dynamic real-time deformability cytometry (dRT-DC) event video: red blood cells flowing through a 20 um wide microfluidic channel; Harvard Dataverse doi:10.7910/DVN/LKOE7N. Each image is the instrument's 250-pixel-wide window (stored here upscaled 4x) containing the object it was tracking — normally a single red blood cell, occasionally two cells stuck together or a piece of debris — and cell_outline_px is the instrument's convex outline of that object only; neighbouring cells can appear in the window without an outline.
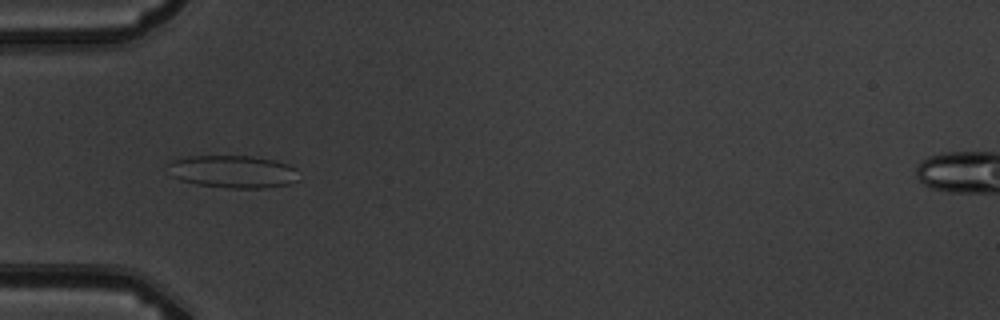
{"species": "common noctule bat (a hibernating species)", "species_latin": "Nyctalus noctula", "temperature_condition": "warm", "stored_images_in_passage": 3, "camera_frame_rate_fps": 3000, "um_per_image_px": 0.085, "animal": {"sex": "male", "body_mass_g": 19.5, "forearm_length_mm": 54.6}, "frame": {"image": 1, "passage_image": 2, "time_ms": 1.0, "image_size_px": [1000, 320], "cell_outline_px": [[300, 180], [288, 184], [264, 188], [228, 188], [200, 184], [180, 180], [172, 176], [168, 164], [168, 160], [188, 156], [252, 156], [276, 160], [288, 164], [296, 168]], "centroid_in_image_um": [19.83, 14.58], "position_along_channel_um": 65.2, "area_um2": 25.03}}
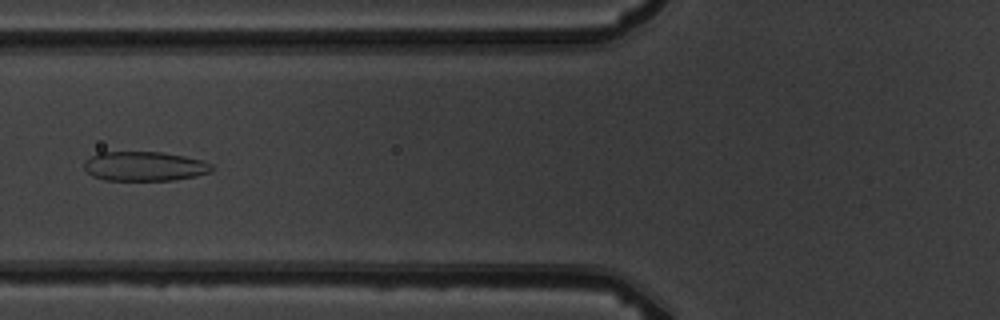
{"frame": {"image": 2, "passage_image": 3, "time_ms": 2.333, "image_size_px": [1000, 320], "cell_outline_px": [[212, 172], [196, 176], [172, 180], [104, 180], [92, 176], [84, 168], [84, 160], [96, 152], [160, 152], [184, 156], [200, 160], [212, 164]], "centroid_in_image_um": [12.24, 14.13], "position_along_channel_um": 113.6, "area_um2": 21.96}}